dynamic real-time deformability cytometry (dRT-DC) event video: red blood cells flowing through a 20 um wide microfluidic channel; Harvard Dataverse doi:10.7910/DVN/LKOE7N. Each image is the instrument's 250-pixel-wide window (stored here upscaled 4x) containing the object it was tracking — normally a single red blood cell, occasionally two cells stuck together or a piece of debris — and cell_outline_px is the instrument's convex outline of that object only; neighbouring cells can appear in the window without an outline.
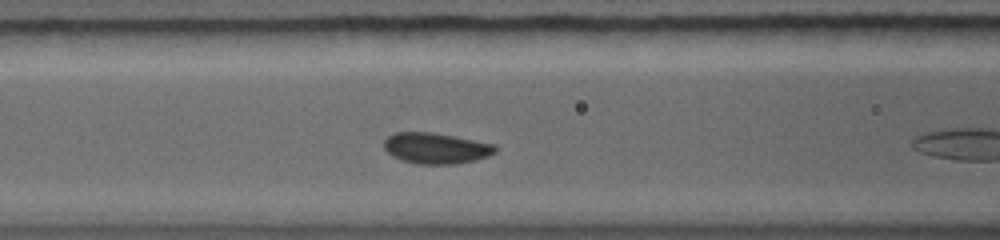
{"species": "common noctule bat (a hibernating species)", "species_latin": "Nyctalus noctula", "temperature_condition": "warm", "stored_images_in_passage": 14, "camera_frame_rate_fps": 5000, "um_per_image_px": 0.085, "animal": {"sex": "female", "body_mass_g": 19.0, "forearm_length_mm": 56.7}, "frame": {"image": 1, "passage_image": 8, "time_ms": 2.2, "image_size_px": [1000, 240], "cell_outline_px": [[496, 152], [488, 156], [476, 160], [456, 164], [416, 164], [400, 160], [392, 156], [384, 148], [384, 140], [388, 136], [396, 132], [432, 132], [456, 136], [496, 144]], "centroid_in_image_um": [37.07, 12.6], "position_along_channel_um": 129.5, "area_um2": 20.29}}
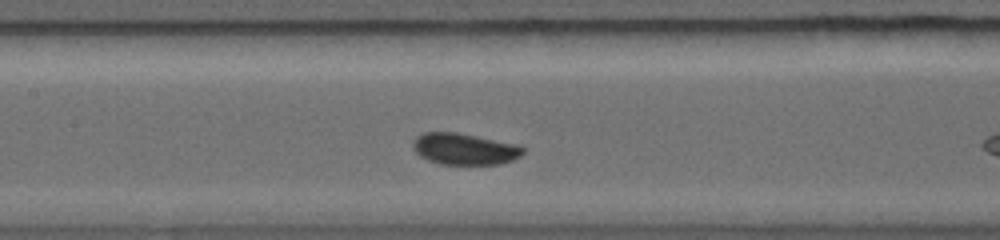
{"frame": {"image": 2, "passage_image": 10, "time_ms": 3.0, "image_size_px": [1000, 240], "cell_outline_px": [[524, 152], [520, 156], [512, 160], [500, 164], [440, 164], [428, 160], [420, 156], [412, 148], [412, 144], [416, 136], [424, 132], [456, 132], [520, 144], [524, 148]], "centroid_in_image_um": [39.49, 12.65], "position_along_channel_um": 167.9, "area_um2": 20.35}}